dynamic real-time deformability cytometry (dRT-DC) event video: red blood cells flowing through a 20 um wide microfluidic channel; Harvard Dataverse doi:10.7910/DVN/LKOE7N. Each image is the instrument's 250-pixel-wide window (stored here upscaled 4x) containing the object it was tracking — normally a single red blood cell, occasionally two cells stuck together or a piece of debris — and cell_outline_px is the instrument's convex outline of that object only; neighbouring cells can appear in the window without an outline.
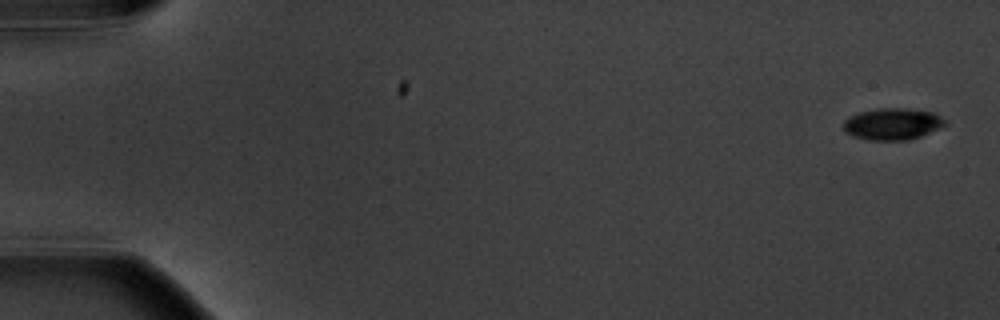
{"species": "common noctule bat (a hibernating species)", "species_latin": "Nyctalus noctula", "temperature_condition": "warm", "stored_images_in_passage": 6, "camera_frame_rate_fps": 3000, "um_per_image_px": 0.085, "animal": {"sex": "male", "body_mass_g": 20.1, "forearm_length_mm": 53.5}, "frame": {"image": 1, "passage_image": 1, "time_ms": 0.0, "image_size_px": [1000, 320], "cell_outline_px": [[948, 124], [940, 128], [920, 136], [908, 140], [868, 140], [852, 136], [844, 132], [844, 120], [848, 116], [860, 112], [880, 108], [904, 108], [932, 112], [948, 120]], "centroid_in_image_um": [75.87, 10.54], "position_along_channel_um": 9.1, "area_um2": 18.9}}
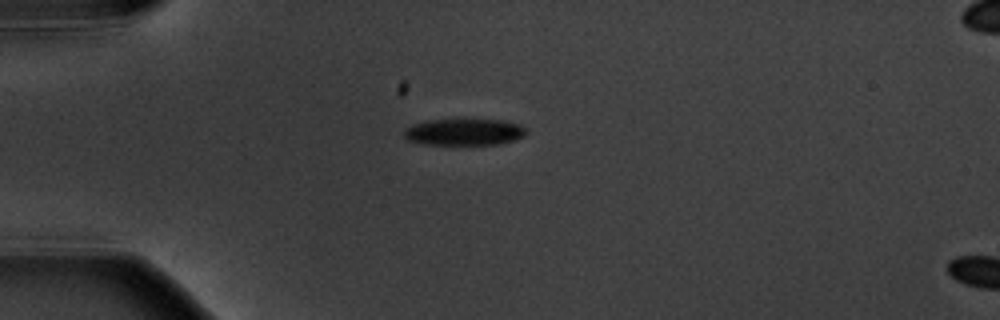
{"frame": {"image": 2, "passage_image": 5, "time_ms": 4.667, "image_size_px": [1000, 320], "cell_outline_px": [[528, 132], [524, 136], [516, 140], [500, 144], [424, 144], [408, 140], [404, 136], [404, 128], [412, 124], [424, 120], [464, 116], [504, 120], [520, 124]], "centroid_in_image_um": [39.46, 11.15], "position_along_channel_um": 45.5, "area_um2": 20.17}}